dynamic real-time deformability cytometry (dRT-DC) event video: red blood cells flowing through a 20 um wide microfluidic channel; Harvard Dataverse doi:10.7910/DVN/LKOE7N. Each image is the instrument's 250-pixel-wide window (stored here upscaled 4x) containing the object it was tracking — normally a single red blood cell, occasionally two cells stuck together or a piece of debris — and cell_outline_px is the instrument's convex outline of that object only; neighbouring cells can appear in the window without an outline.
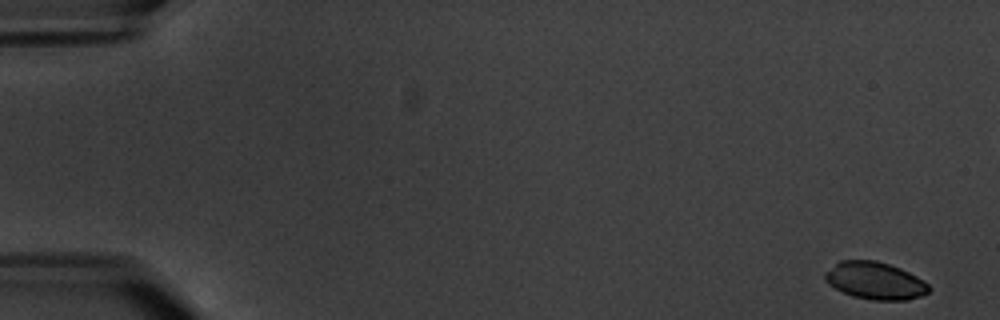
{"species": "common noctule bat (a hibernating species)", "species_latin": "Nyctalus noctula", "temperature_condition": "warm", "stored_images_in_passage": 7, "camera_frame_rate_fps": 3000, "um_per_image_px": 0.085, "animal": {"sex": "male", "body_mass_g": 20.1, "forearm_length_mm": 53.5}, "frame": {"image": 1, "passage_image": 1, "time_ms": 0.0, "image_size_px": [1000, 320], "cell_outline_px": [[932, 288], [928, 292], [920, 296], [908, 300], [872, 300], [852, 296], [828, 284], [824, 280], [824, 272], [840, 260], [876, 260], [900, 268], [924, 280]], "centroid_in_image_um": [74.38, 23.86], "position_along_channel_um": 10.6, "area_um2": 22.66}}